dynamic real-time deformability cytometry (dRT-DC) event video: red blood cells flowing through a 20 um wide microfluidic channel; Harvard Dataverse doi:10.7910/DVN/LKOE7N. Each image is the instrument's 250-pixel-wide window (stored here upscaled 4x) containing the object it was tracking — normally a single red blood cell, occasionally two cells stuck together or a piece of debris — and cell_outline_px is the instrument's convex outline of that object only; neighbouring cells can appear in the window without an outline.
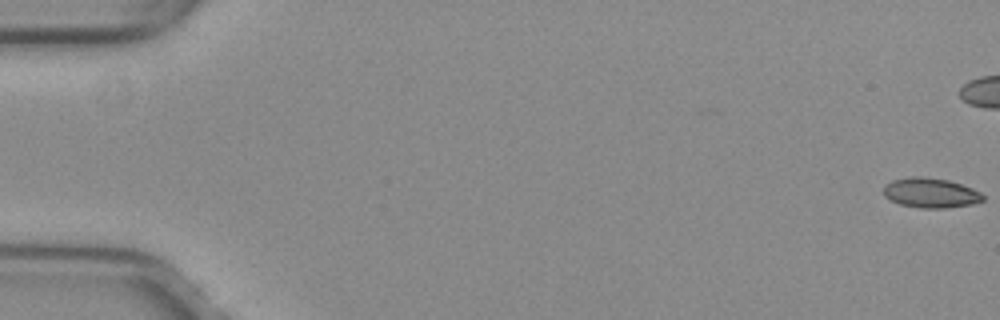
{"species": "common noctule bat (a hibernating species)", "species_latin": "Nyctalus noctula", "temperature_condition": "warm", "stored_images_in_passage": 17, "camera_frame_rate_fps": 3000, "um_per_image_px": 0.085, "animal": {"sex": "female", "body_mass_g": 29.2, "forearm_length_mm": 56.3}, "frame": {"image": 1, "passage_image": 1, "time_ms": 0.0, "image_size_px": [1000, 320], "cell_outline_px": [[984, 200], [972, 204], [944, 208], [920, 208], [900, 204], [884, 196], [884, 188], [892, 180], [912, 176], [924, 176], [948, 180], [972, 188], [980, 192], [984, 196]], "centroid_in_image_um": [79.12, 16.39], "position_along_channel_um": 5.9, "area_um2": 17.17}}